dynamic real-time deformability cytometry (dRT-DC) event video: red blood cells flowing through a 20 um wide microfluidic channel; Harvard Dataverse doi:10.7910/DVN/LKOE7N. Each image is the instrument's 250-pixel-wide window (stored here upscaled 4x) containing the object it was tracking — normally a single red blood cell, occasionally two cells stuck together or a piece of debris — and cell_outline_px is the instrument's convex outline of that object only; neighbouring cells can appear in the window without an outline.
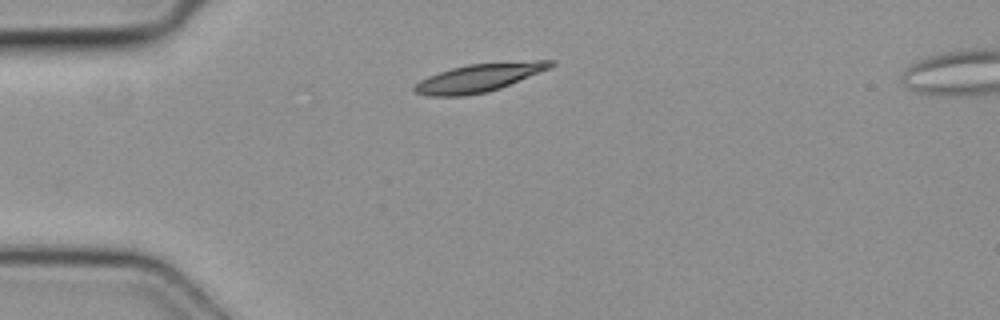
{"species": "common noctule bat (a hibernating species)", "species_latin": "Nyctalus noctula", "temperature_condition": "cold", "stored_images_in_passage": 4, "camera_frame_rate_fps": 3000, "um_per_image_px": 0.085, "animal": {"sex": "female", "body_mass_g": 19.3, "forearm_length_mm": 54.1}, "frame": {"image": 1, "passage_image": 1, "time_ms": 0.0, "image_size_px": [1000, 320], "cell_outline_px": [[556, 64], [548, 68], [500, 88], [488, 92], [464, 96], [428, 96], [416, 92], [412, 88], [420, 80], [428, 76], [452, 68], [468, 64], [536, 60], [556, 60]], "centroid_in_image_um": [40.7, 6.61], "position_along_channel_um": 44.3, "area_um2": 22.08}}
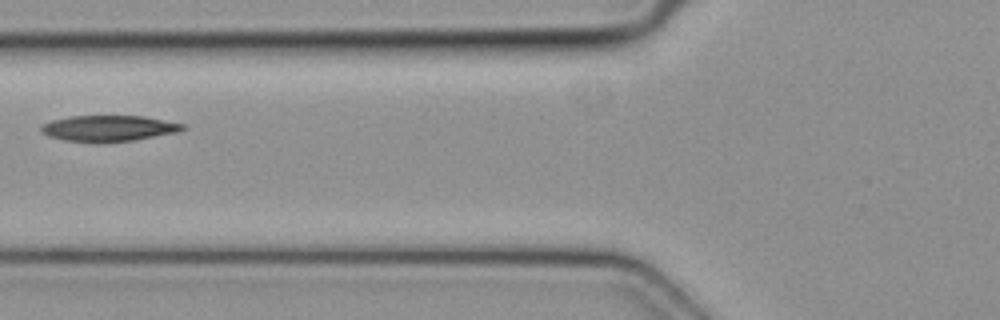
{"frame": {"image": 2, "passage_image": 3, "time_ms": 0.667, "image_size_px": [1000, 320], "cell_outline_px": [[188, 128], [180, 132], [132, 140], [64, 140], [48, 136], [40, 132], [40, 128], [44, 124], [52, 120], [68, 116], [144, 116], [184, 124]], "centroid_in_image_um": [9.28, 10.87], "position_along_channel_um": 116.5, "area_um2": 20.81}}
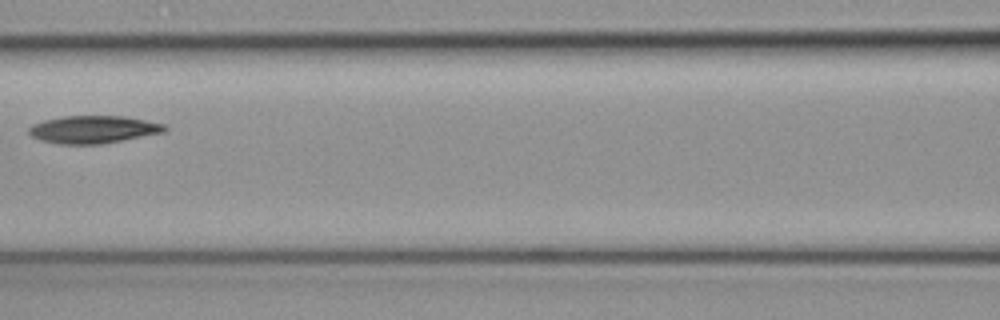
{"frame": {"image": 3, "passage_image": 4, "time_ms": 1.0, "image_size_px": [1000, 320], "cell_outline_px": [[168, 128], [164, 132], [100, 144], [60, 144], [40, 140], [32, 136], [28, 132], [28, 128], [32, 124], [44, 120], [64, 116], [124, 116], [164, 124]], "centroid_in_image_um": [7.89, 11.0], "position_along_channel_um": 158.7, "area_um2": 21.68}}